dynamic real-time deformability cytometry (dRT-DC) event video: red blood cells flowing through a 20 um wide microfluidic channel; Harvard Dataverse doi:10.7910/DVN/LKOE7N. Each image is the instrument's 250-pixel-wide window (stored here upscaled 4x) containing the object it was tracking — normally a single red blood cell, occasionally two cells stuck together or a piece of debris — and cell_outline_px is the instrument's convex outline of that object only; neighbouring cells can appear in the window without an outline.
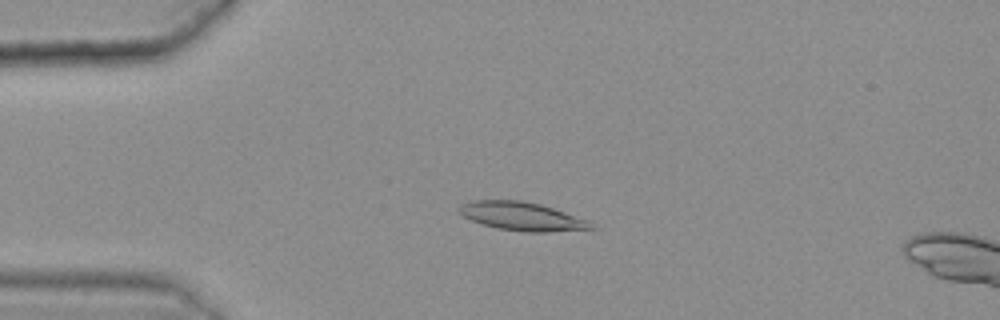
{"species": "common noctule bat (a hibernating species)", "species_latin": "Nyctalus noctula", "temperature_condition": "warm", "stored_images_in_passage": 47, "camera_frame_rate_fps": 3000, "um_per_image_px": 0.085, "animal": {"sex": "female", "body_mass_g": 25.1}, "frame": {"image": 1, "passage_image": 14, "time_ms": 4.333, "image_size_px": [1000, 320], "cell_outline_px": [[600, 228], [548, 232], [524, 232], [496, 228], [480, 224], [464, 216], [456, 208], [460, 204], [472, 200], [520, 200], [540, 204], [588, 220]], "centroid_in_image_um": [44.36, 18.39], "position_along_channel_um": 40.6, "area_um2": 22.02}}
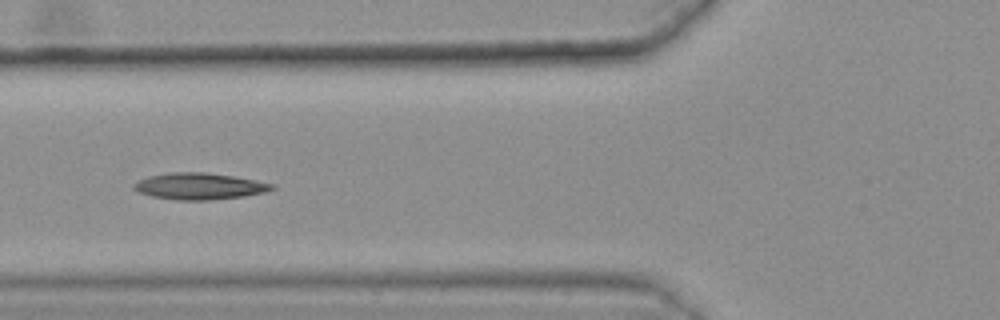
{"frame": {"image": 2, "passage_image": 22, "time_ms": 7.0, "image_size_px": [1000, 320], "cell_outline_px": [[276, 188], [264, 192], [244, 196], [208, 200], [176, 200], [152, 196], [140, 192], [132, 188], [132, 184], [148, 176], [168, 172], [204, 172], [232, 176], [256, 180], [276, 184]], "centroid_in_image_um": [16.95, 15.82], "position_along_channel_um": 108.8, "area_um2": 21.33}}
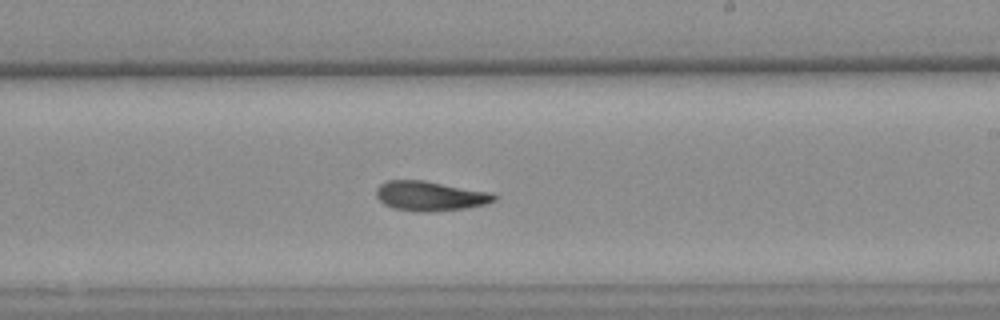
{"frame": {"image": 3, "passage_image": 34, "time_ms": 11.0, "image_size_px": [1000, 320], "cell_outline_px": [[500, 196], [496, 200], [484, 204], [468, 208], [424, 212], [420, 212], [392, 208], [384, 204], [376, 196], [376, 188], [380, 184], [388, 180], [424, 180], [492, 192]], "centroid_in_image_um": [36.58, 16.65], "position_along_channel_um": 252.4, "area_um2": 20.58}, "authors_computed_cell_mechanics": {"area_um2": 20.808, "velocity_mm_per_s": 3.603, "shape_relaxation_time_tau1_ms": null, "shape_relaxation_time_tau2_ms": 8.0403, "deformation_change_tau1": null, "deformation_change_tau2": 0.1256}}